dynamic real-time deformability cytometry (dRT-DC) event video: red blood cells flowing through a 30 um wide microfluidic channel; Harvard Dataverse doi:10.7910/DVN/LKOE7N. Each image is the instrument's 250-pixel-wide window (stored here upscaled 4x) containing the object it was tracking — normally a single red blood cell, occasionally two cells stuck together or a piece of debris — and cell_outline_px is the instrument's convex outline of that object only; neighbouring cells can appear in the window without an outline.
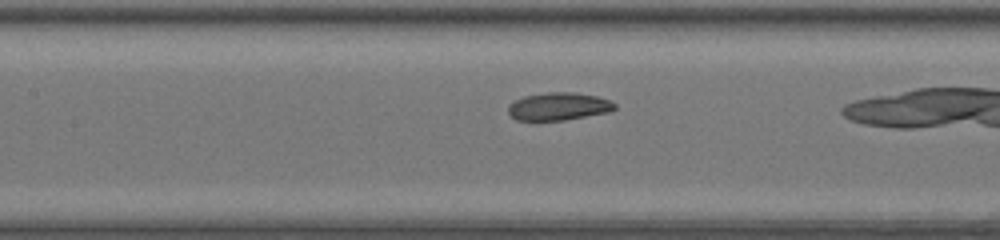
{"species": "common noctule bat (a hibernating species)", "species_latin": "Nyctalus noctula", "temperature_condition": "warm", "stored_images_in_passage": 30, "camera_frame_rate_fps": 3000, "um_per_image_px": 0.085, "animal": {"sex": "female", "body_mass_g": 17.0, "forearm_length_mm": 48.0}, "frame": {"image": 1, "passage_image": 13, "time_ms": 4.0, "image_size_px": [1000, 240], "cell_outline_px": [[616, 108], [612, 112], [564, 120], [516, 120], [508, 112], [508, 104], [524, 96], [548, 92], [576, 92], [596, 96], [608, 100], [616, 104]], "centroid_in_image_um": [47.5, 9.04], "position_along_channel_um": 159.9, "area_um2": 17.28}}
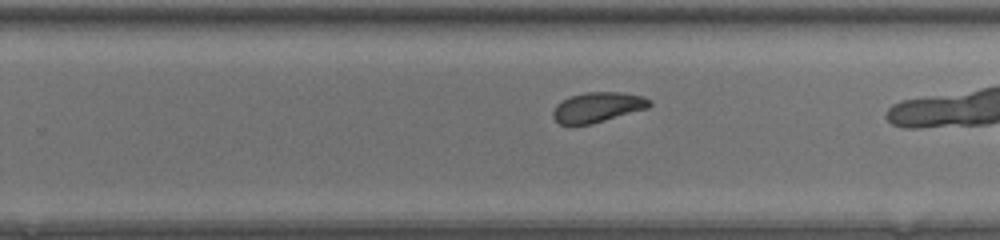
{"frame": {"image": 2, "passage_image": 22, "time_ms": 7.0, "image_size_px": [1000, 240], "cell_outline_px": [[652, 104], [648, 108], [592, 124], [560, 124], [552, 116], [552, 112], [556, 104], [572, 96], [584, 92], [620, 92], [644, 96], [652, 100]], "centroid_in_image_um": [50.83, 9.11], "position_along_channel_um": 279.0, "area_um2": 16.88}}